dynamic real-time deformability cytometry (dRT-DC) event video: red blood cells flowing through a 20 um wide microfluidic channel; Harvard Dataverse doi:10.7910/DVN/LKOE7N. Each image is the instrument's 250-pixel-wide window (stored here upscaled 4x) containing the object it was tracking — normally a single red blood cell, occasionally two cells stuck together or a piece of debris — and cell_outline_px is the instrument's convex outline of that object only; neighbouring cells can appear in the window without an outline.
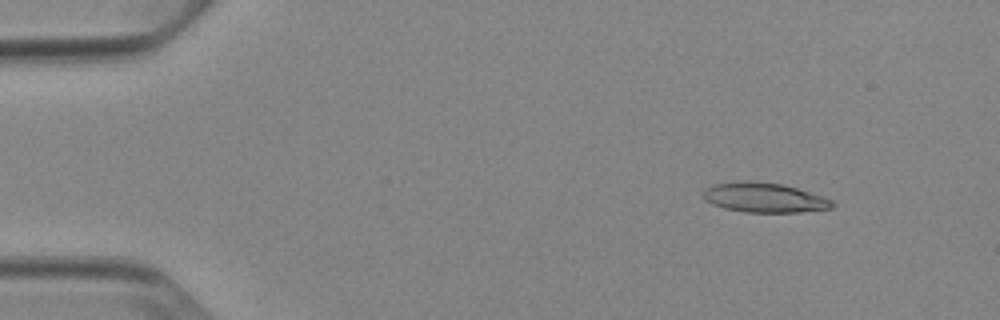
{"species": "Egyptian fruit bat (a non-hibernating species)", "species_latin": "Rousettus aegyptiacus", "temperature_condition": "cold", "stored_images_in_passage": 52, "camera_frame_rate_fps": 3000, "um_per_image_px": 0.085, "animal": {"sex": "female"}, "frame": {"image": 1, "passage_image": 6, "time_ms": 1.667, "image_size_px": [1000, 320], "cell_outline_px": [[836, 204], [832, 208], [800, 212], [744, 212], [724, 208], [712, 204], [704, 200], [704, 188], [712, 184], [748, 180], [780, 184], [796, 188], [824, 196], [832, 200]], "centroid_in_image_um": [64.96, 16.8], "position_along_channel_um": 20.0, "area_um2": 22.37}}
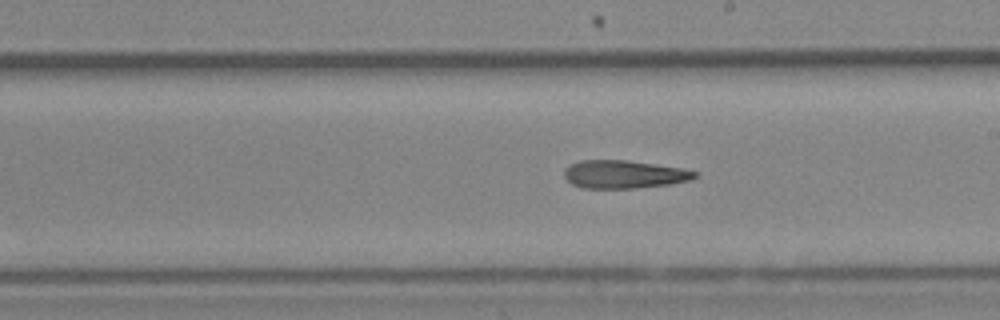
{"frame": {"image": 2, "passage_image": 30, "time_ms": 9.667, "image_size_px": [1000, 320], "cell_outline_px": [[700, 176], [692, 180], [668, 184], [632, 188], [580, 188], [572, 184], [564, 176], [564, 168], [568, 164], [580, 160], [628, 160], [684, 168], [696, 172]], "centroid_in_image_um": [53.03, 14.81], "position_along_channel_um": 236.0, "area_um2": 21.56}}
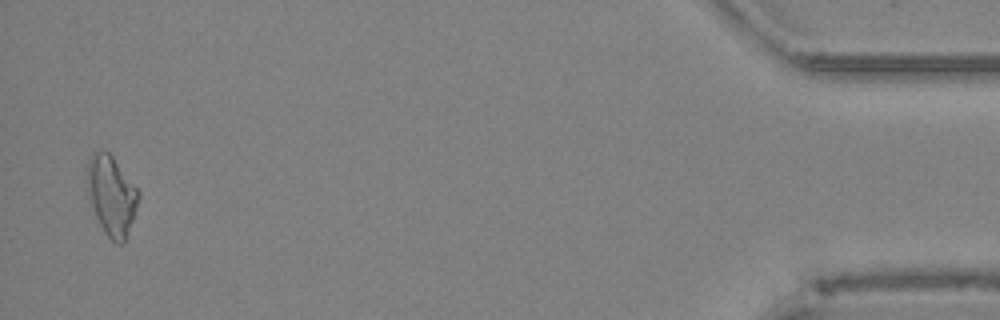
{"frame": {"image": 3, "passage_image": 51, "time_ms": 16.667, "image_size_px": [1000, 320], "cell_outline_px": [[140, 196], [124, 244], [116, 244], [104, 232], [96, 216], [88, 196], [84, 180], [88, 160], [92, 152], [108, 152], [112, 156], [140, 192]], "centroid_in_image_um": [9.44, 16.61], "position_along_channel_um": 425.8, "area_um2": 23.81}, "authors_computed_cell_mechanics": {"area_um2": 22.1663, "velocity_mm_per_s": 3.8879, "shape_relaxation_time_tau1_ms": 10.8869, "shape_relaxation_time_tau2_ms": 6.7608, "deformation_change_tau1": 0.2399, "deformation_change_tau2": 0.224}}